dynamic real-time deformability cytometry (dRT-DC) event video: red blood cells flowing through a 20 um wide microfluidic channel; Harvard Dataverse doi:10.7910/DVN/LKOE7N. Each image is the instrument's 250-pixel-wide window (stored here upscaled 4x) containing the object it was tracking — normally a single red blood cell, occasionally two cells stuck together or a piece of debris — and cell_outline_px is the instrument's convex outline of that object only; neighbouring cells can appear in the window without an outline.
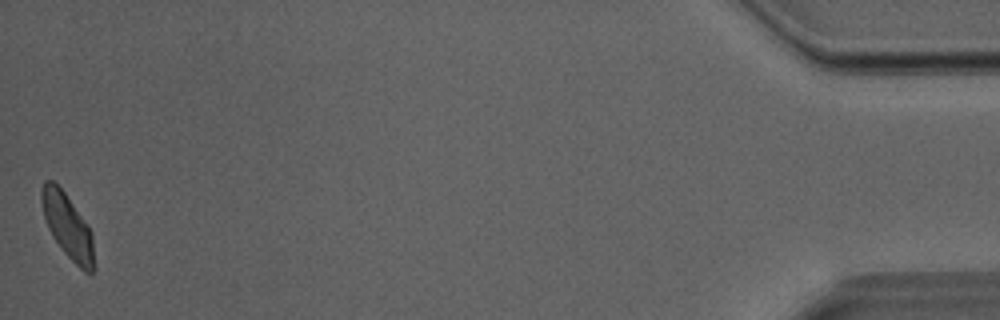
{"species": "Egyptian fruit bat (a non-hibernating species)", "species_latin": "Rousettus aegyptiacus", "temperature_condition": "room temperature", "stored_images_in_passage": 33, "camera_frame_rate_fps": 3000, "um_per_image_px": 0.085, "animal": {"sex": "male"}, "frame": {"image": 1, "passage_image": 33, "time_ms": 10.667, "image_size_px": [1000, 320], "cell_outline_px": [[96, 268], [92, 272], [84, 272], [60, 248], [52, 236], [48, 228], [44, 216], [40, 200], [40, 192], [44, 180], [52, 180], [64, 192], [88, 224], [92, 232]], "centroid_in_image_um": [5.76, 19.24], "position_along_channel_um": 429.4, "area_um2": 19.94}}